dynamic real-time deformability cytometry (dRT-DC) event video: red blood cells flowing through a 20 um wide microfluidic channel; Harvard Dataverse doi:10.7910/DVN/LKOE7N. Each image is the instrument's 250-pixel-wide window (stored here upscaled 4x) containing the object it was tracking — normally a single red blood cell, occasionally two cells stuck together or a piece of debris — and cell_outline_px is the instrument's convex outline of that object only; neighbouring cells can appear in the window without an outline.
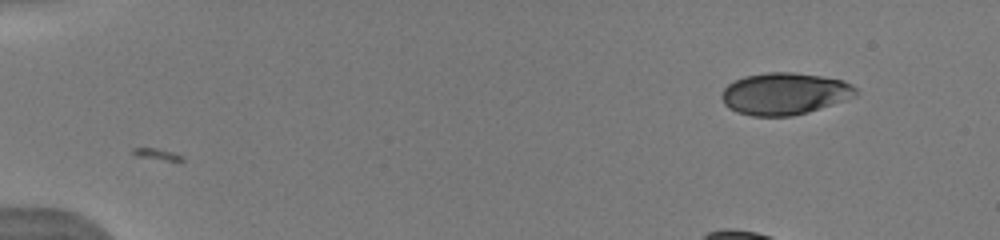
{"species": "human", "species_latin": "Homo sapiens", "temperature_condition": "warm", "stored_images_in_passage": 7, "camera_frame_rate_fps": 3000, "um_per_image_px": 0.085, "donor": {"sex": "male"}, "frame": {"image": 1, "passage_image": 1, "time_ms": 0.0, "image_size_px": [1000, 240], "cell_outline_px": [[856, 96], [808, 112], [792, 116], [752, 116], [736, 112], [728, 108], [724, 104], [720, 96], [724, 88], [728, 84], [744, 76], [768, 72], [792, 72], [820, 76], [844, 80], [852, 84], [856, 88]], "centroid_in_image_um": [66.66, 7.96], "position_along_channel_um": 18.3, "area_um2": 32.83}}